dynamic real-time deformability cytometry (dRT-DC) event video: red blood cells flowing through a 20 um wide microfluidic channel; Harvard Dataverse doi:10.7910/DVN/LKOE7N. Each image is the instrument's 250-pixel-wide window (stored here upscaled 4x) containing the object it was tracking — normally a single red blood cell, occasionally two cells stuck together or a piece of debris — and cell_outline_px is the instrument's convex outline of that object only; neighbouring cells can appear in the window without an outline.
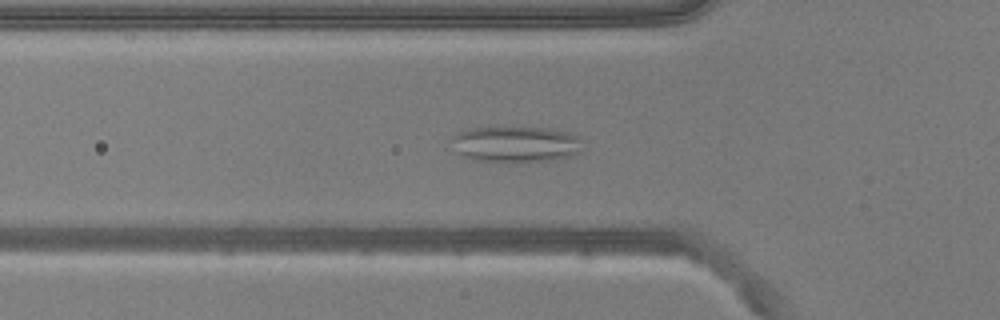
{"species": "common noctule bat (a hibernating species)", "species_latin": "Nyctalus noctula", "temperature_condition": "warm", "stored_images_in_passage": 52, "camera_frame_rate_fps": 3000, "um_per_image_px": 0.085, "animal": {"sex": "male", "body_mass_g": 20.5, "forearm_length_mm": 52.5}, "frame": {"image": 1, "passage_image": 16, "time_ms": 5.0, "image_size_px": [1000, 320], "cell_outline_px": [[580, 140], [576, 152], [568, 156], [552, 160], [472, 160], [464, 156], [460, 152], [452, 136], [468, 128], [548, 128], [568, 132], [580, 136]], "centroid_in_image_um": [43.86, 12.22], "position_along_channel_um": 81.9, "area_um2": 26.13}, "authors_computed_cell_mechanics": {"area_um2": 27.3972, "velocity_mm_per_s": 3.828, "shape_relaxation_time_tau1_ms": null, "shape_relaxation_time_tau2_ms": 1.4753, "deformation_change_tau1": null, "deformation_change_tau2": 0.0738}}